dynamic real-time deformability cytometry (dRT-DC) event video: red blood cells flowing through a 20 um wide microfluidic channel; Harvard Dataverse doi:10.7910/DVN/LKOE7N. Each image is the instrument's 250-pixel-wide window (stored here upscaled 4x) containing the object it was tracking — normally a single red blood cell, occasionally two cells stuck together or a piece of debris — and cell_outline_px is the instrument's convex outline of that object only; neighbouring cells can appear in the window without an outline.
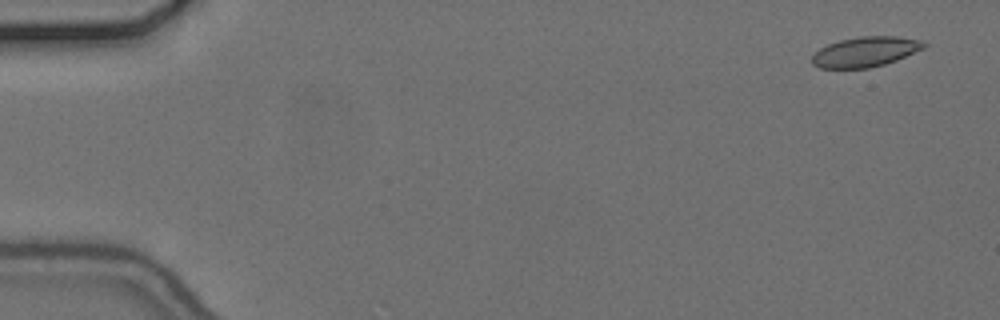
{"species": "common noctule bat (a hibernating species)", "species_latin": "Nyctalus noctula", "temperature_condition": "cold", "stored_images_in_passage": 54, "camera_frame_rate_fps": 3000, "um_per_image_px": 0.085, "animal": {"sex": "female", "body_mass_g": 24.6, "forearm_length_mm": 56.2}, "frame": {"image": 1, "passage_image": 1, "time_ms": 0.0, "image_size_px": [1000, 320], "cell_outline_px": [[928, 44], [924, 48], [896, 60], [884, 64], [868, 68], [820, 68], [812, 64], [812, 56], [820, 48], [828, 44], [840, 40], [860, 36], [896, 36], [920, 40]], "centroid_in_image_um": [73.55, 4.4], "position_along_channel_um": 11.4, "area_um2": 19.48}}
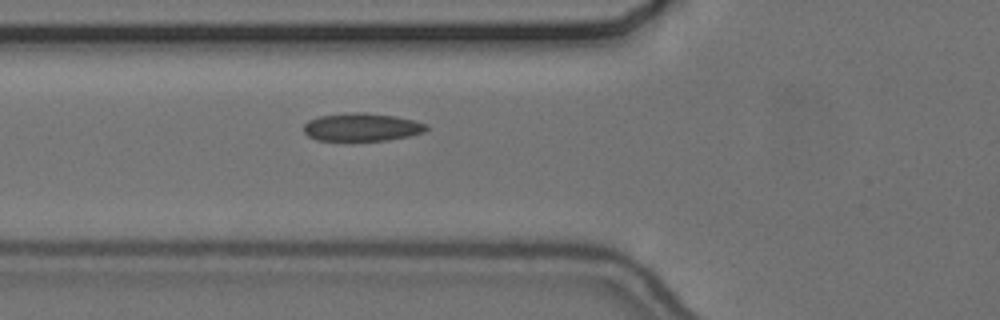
{"frame": {"image": 2, "passage_image": 19, "time_ms": 6.0, "image_size_px": [1000, 320], "cell_outline_px": [[428, 128], [424, 132], [408, 136], [388, 140], [316, 140], [308, 136], [304, 132], [304, 124], [308, 120], [320, 116], [352, 112], [368, 112], [396, 116], [416, 120], [428, 124]], "centroid_in_image_um": [30.78, 10.79], "position_along_channel_um": 95.0, "area_um2": 20.11}}
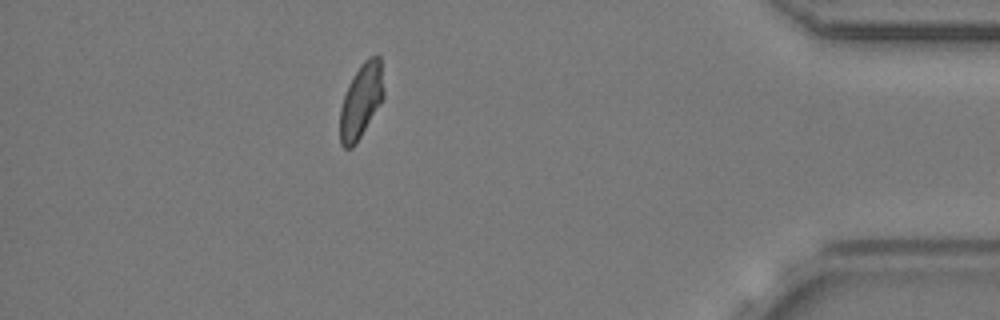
{"frame": {"image": 3, "passage_image": 48, "time_ms": 15.667, "image_size_px": [1000, 320], "cell_outline_px": [[384, 96], [380, 104], [356, 144], [352, 148], [344, 148], [340, 144], [340, 108], [348, 84], [360, 64], [368, 56], [376, 52], [380, 56], [384, 92]], "centroid_in_image_um": [30.69, 8.53], "position_along_channel_um": 404.5, "area_um2": 19.13}, "authors_computed_cell_mechanics": {"area_um2": 19.8254, "velocity_mm_per_s": 3.6707, "shape_relaxation_time_tau1_ms": 2.2532, "shape_relaxation_time_tau2_ms": 1.9751, "deformation_change_tau1": 0.0688, "deformation_change_tau2": 0.0672}}